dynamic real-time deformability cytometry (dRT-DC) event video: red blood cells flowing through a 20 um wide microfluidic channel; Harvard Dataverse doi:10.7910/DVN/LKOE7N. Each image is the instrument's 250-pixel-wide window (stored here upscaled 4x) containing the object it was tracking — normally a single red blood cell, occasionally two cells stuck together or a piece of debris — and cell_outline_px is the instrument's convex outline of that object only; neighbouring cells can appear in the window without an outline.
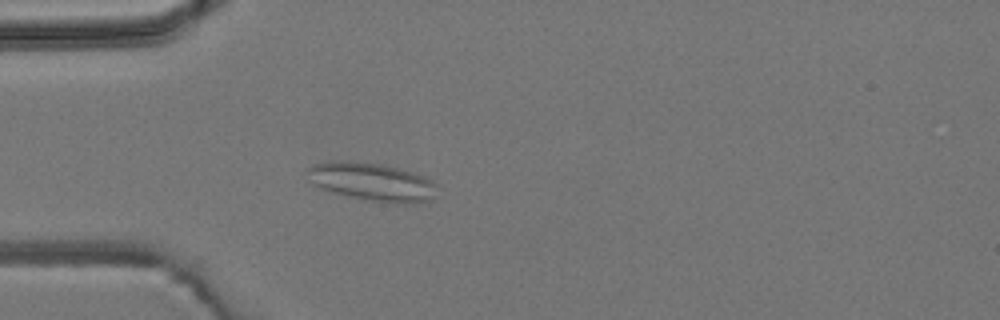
{"species": "common noctule bat (a hibernating species)", "species_latin": "Nyctalus noctula", "temperature_condition": "room temperature", "stored_images_in_passage": 5, "camera_frame_rate_fps": 3000, "um_per_image_px": 0.085, "animal": {"sex": "male", "body_mass_g": 19.2, "forearm_length_mm": 51.8}, "frame": {"image": 1, "passage_image": 5, "time_ms": 4.667, "image_size_px": [1000, 320], "cell_outline_px": [[436, 184], [432, 200], [412, 204], [396, 204], [368, 200], [348, 196], [332, 192], [320, 188], [312, 184], [304, 172], [312, 164], [332, 160], [344, 160], [384, 164], [412, 172], [424, 176], [432, 180]], "centroid_in_image_um": [31.58, 15.45], "position_along_channel_um": 53.4, "area_um2": 29.3}}